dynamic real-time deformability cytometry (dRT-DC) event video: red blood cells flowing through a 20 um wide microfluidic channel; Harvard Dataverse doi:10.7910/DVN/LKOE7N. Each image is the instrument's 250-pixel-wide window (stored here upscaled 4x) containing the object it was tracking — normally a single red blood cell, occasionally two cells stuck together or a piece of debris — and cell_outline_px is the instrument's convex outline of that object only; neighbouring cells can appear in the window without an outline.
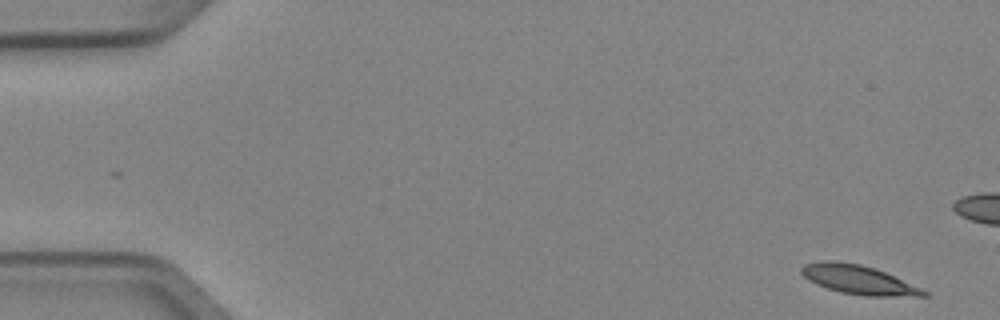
{"species": "Egyptian fruit bat (a non-hibernating species)", "species_latin": "Rousettus aegyptiacus", "temperature_condition": "cold", "stored_images_in_passage": 4, "camera_frame_rate_fps": 3000, "um_per_image_px": 0.085, "animal": {"sex": "female"}, "frame": {"image": 1, "passage_image": 1, "time_ms": 0.0, "image_size_px": [1000, 320], "cell_outline_px": [[928, 296], [864, 296], [840, 292], [828, 288], [808, 280], [800, 272], [800, 268], [804, 264], [824, 260], [832, 260], [860, 264], [876, 268], [920, 288], [928, 292]], "centroid_in_image_um": [72.94, 23.77], "position_along_channel_um": 12.1, "area_um2": 20.52}}